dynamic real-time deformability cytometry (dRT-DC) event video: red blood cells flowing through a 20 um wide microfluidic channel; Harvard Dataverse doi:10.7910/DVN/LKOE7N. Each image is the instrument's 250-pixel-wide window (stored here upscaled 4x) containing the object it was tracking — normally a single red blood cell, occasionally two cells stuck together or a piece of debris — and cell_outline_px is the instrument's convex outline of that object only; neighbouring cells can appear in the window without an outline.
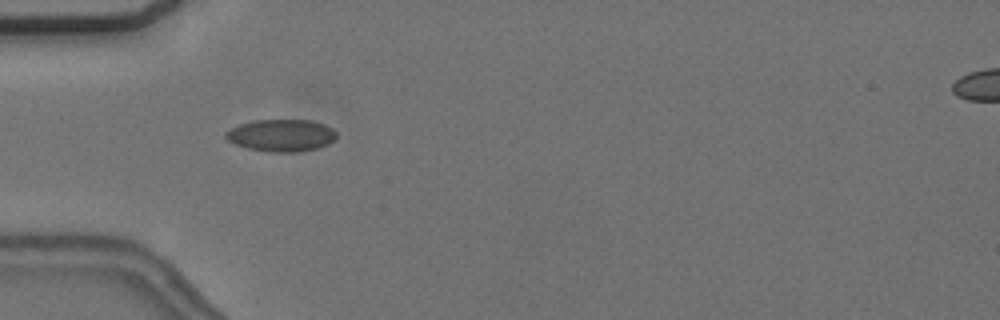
{"species": "common noctule bat (a hibernating species)", "species_latin": "Nyctalus noctula", "temperature_condition": "cold", "stored_images_in_passage": 8, "camera_frame_rate_fps": 3000, "um_per_image_px": 0.085, "animal": {"sex": "female", "body_mass_g": 24.6, "forearm_length_mm": 56.2}, "frame": {"image": 1, "passage_image": 1, "time_ms": 0.0, "image_size_px": [1000, 320], "cell_outline_px": [[336, 140], [328, 144], [316, 148], [296, 152], [268, 152], [248, 148], [236, 144], [228, 140], [224, 136], [224, 132], [240, 124], [252, 120], [312, 120], [324, 124], [332, 128], [336, 132]], "centroid_in_image_um": [23.92, 11.5], "position_along_channel_um": 61.1, "area_um2": 20.81}}